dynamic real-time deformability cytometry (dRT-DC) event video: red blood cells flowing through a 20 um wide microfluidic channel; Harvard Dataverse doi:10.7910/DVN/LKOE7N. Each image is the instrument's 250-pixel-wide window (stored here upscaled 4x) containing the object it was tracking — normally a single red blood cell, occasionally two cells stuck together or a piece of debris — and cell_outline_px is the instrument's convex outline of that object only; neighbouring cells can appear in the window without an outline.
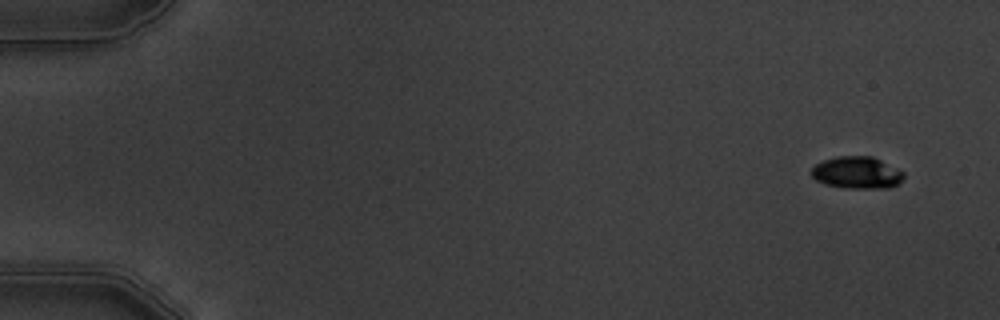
{"species": "common noctule bat (a hibernating species)", "species_latin": "Nyctalus noctula", "temperature_condition": "warm", "stored_images_in_passage": 5, "camera_frame_rate_fps": 3000, "um_per_image_px": 0.085, "animal": {"sex": "male", "body_mass_g": 19.5, "forearm_length_mm": 54.6}, "frame": {"image": 1, "passage_image": 1, "time_ms": 0.0, "image_size_px": [1000, 320], "cell_outline_px": [[904, 176], [896, 184], [888, 188], [848, 188], [824, 184], [816, 180], [812, 176], [812, 168], [816, 164], [824, 160], [840, 156], [872, 156], [904, 172]], "centroid_in_image_um": [72.82, 14.67], "position_along_channel_um": 12.2, "area_um2": 16.99}}
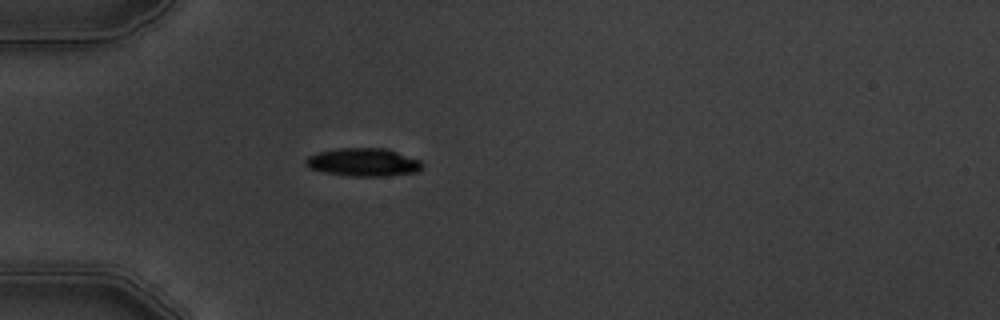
{"frame": {"image": 2, "passage_image": 5, "time_ms": 4.667, "image_size_px": [1000, 320], "cell_outline_px": [[424, 164], [416, 172], [384, 176], [348, 176], [324, 172], [308, 168], [304, 164], [304, 160], [308, 156], [320, 152], [340, 148], [384, 148], [420, 160]], "centroid_in_image_um": [30.84, 13.79], "position_along_channel_um": 54.2, "area_um2": 18.96}}